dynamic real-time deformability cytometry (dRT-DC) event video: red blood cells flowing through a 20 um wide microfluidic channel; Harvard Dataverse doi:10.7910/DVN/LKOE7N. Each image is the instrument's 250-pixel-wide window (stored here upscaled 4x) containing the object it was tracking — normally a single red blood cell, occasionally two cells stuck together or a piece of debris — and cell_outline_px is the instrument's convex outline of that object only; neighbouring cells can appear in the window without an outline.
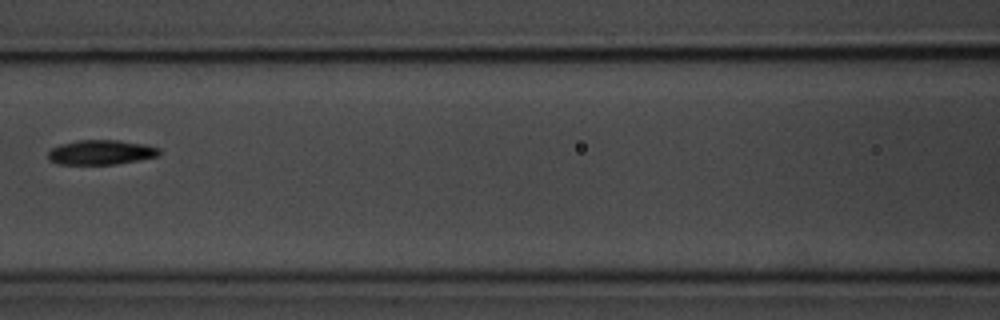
{"species": "common noctule bat (a hibernating species)", "species_latin": "Nyctalus noctula", "temperature_condition": "room temperature", "stored_images_in_passage": 10, "camera_frame_rate_fps": 3000, "um_per_image_px": 0.085, "animal": {"sex": "male", "body_mass_g": 20.1, "forearm_length_mm": 53.5}, "frame": {"image": 1, "passage_image": 4, "time_ms": 1.0, "image_size_px": [1000, 320], "cell_outline_px": [[160, 156], [116, 164], [56, 164], [48, 160], [48, 152], [52, 148], [60, 144], [76, 140], [120, 140], [144, 144], [160, 148]], "centroid_in_image_um": [8.58, 12.94], "position_along_channel_um": 158.0, "area_um2": 16.13}}
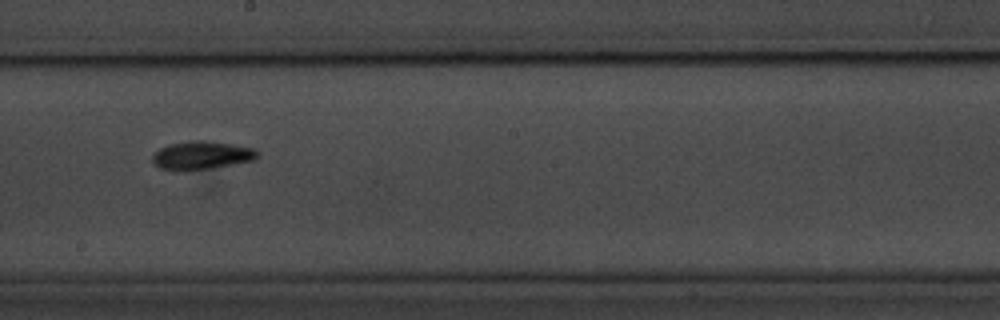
{"frame": {"image": 2, "passage_image": 6, "time_ms": 1.667, "image_size_px": [1000, 320], "cell_outline_px": [[260, 152], [256, 160], [188, 172], [172, 172], [160, 168], [152, 160], [152, 156], [160, 148], [168, 144], [192, 140], [204, 140], [232, 144], [256, 148]], "centroid_in_image_um": [17.14, 13.22], "position_along_channel_um": 231.1, "area_um2": 17.8}}